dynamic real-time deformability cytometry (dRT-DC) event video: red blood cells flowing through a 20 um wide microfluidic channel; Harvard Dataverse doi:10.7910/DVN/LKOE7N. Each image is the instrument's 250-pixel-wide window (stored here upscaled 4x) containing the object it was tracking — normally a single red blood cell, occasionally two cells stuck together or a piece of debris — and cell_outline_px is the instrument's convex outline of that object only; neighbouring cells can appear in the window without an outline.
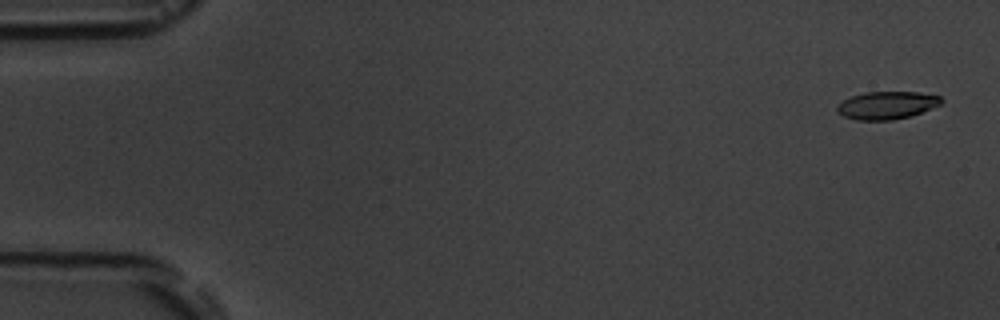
{"species": "common noctule bat (a hibernating species)", "species_latin": "Nyctalus noctula", "temperature_condition": "room temperature", "stored_images_in_passage": 6, "camera_frame_rate_fps": 3000, "um_per_image_px": 0.085, "animal": {"sex": "male", "body_mass_g": 19.5, "forearm_length_mm": 54.6}, "frame": {"image": 1, "passage_image": 1, "time_ms": 0.0, "image_size_px": [1000, 320], "cell_outline_px": [[944, 100], [940, 104], [912, 116], [892, 120], [856, 120], [844, 116], [836, 112], [836, 104], [852, 96], [864, 92], [920, 92], [940, 96]], "centroid_in_image_um": [75.36, 8.95], "position_along_channel_um": 9.6, "area_um2": 16.94}}
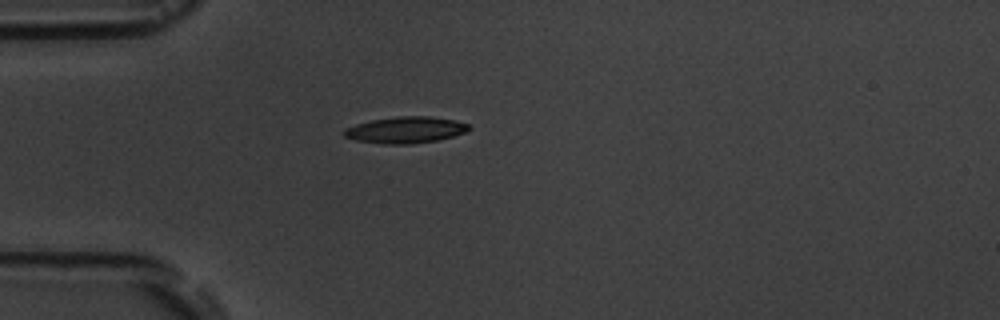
{"frame": {"image": 2, "passage_image": 5, "time_ms": 4.667, "image_size_px": [1000, 320], "cell_outline_px": [[472, 128], [464, 132], [452, 136], [436, 140], [412, 144], [384, 144], [356, 140], [344, 136], [344, 128], [356, 124], [372, 120], [400, 116], [428, 116], [456, 120], [468, 124]], "centroid_in_image_um": [34.47, 11.04], "position_along_channel_um": 50.5, "area_um2": 19.07}}